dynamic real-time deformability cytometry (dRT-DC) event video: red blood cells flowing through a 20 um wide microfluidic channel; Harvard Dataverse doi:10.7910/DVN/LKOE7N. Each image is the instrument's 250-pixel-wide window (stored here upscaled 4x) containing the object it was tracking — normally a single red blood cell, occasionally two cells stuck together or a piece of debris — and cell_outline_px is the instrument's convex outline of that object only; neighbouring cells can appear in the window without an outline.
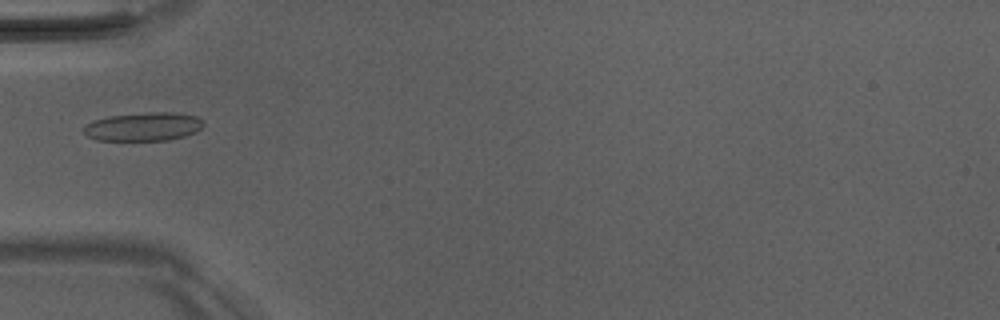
{"species": "Egyptian fruit bat (a non-hibernating species)", "species_latin": "Rousettus aegyptiacus", "temperature_condition": "room temperature", "stored_images_in_passage": 7, "camera_frame_rate_fps": 3000, "um_per_image_px": 0.085, "animal": {"sex": "male"}, "frame": {"image": 1, "passage_image": 5, "time_ms": 4.667, "image_size_px": [1000, 320], "cell_outline_px": [[204, 124], [196, 132], [184, 136], [168, 140], [96, 140], [88, 136], [84, 132], [84, 128], [92, 120], [108, 116], [148, 112], [172, 112], [196, 116], [204, 120]], "centroid_in_image_um": [12.21, 10.76], "position_along_channel_um": 72.8, "area_um2": 19.88}}